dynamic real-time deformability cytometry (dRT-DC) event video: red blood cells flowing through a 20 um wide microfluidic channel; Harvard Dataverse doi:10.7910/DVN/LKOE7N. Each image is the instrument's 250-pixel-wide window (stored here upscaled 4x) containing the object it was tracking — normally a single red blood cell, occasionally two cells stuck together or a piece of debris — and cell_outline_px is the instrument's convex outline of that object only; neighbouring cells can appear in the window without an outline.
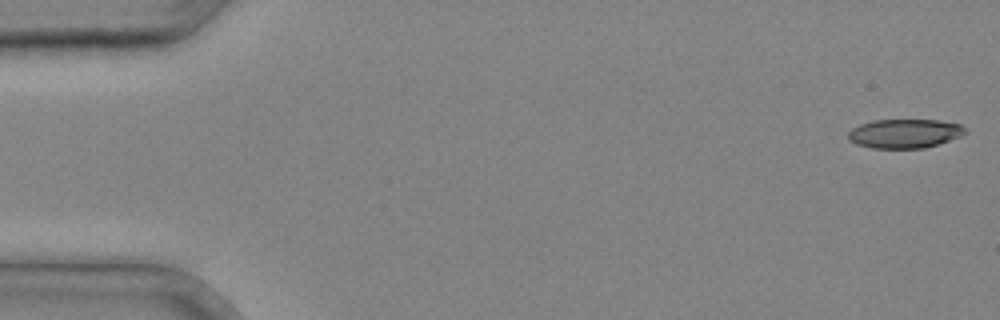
{"species": "common noctule bat (a hibernating species)", "species_latin": "Nyctalus noctula", "temperature_condition": "cold", "stored_images_in_passage": 35, "camera_frame_rate_fps": 3000, "um_per_image_px": 0.085, "animal": {"sex": "male", "body_mass_g": 20.4}, "frame": {"image": 1, "passage_image": 1, "time_ms": 0.0, "image_size_px": [1000, 320], "cell_outline_px": [[968, 132], [960, 136], [924, 148], [872, 148], [856, 144], [848, 140], [848, 132], [852, 128], [860, 124], [872, 120], [936, 120], [960, 124], [968, 128]], "centroid_in_image_um": [76.88, 11.34], "position_along_channel_um": 8.1, "area_um2": 19.83}}
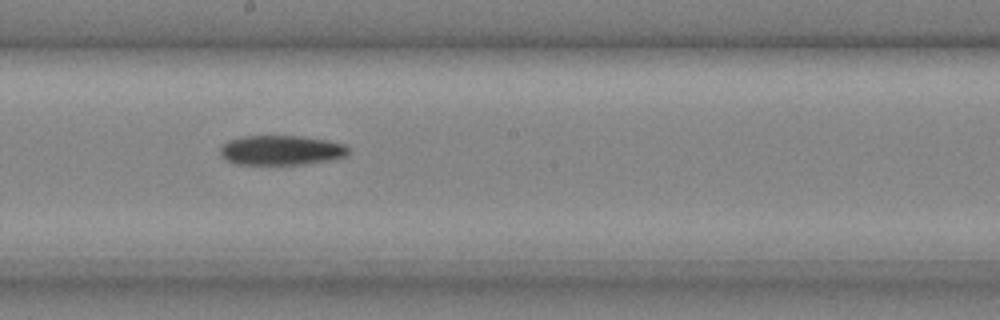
{"frame": {"image": 2, "passage_image": 21, "time_ms": 6.667, "image_size_px": [1000, 320], "cell_outline_px": [[348, 156], [328, 160], [304, 164], [236, 164], [228, 160], [220, 152], [220, 148], [228, 140], [240, 136], [300, 136], [328, 140], [344, 144], [348, 148]], "centroid_in_image_um": [23.92, 12.76], "position_along_channel_um": 224.3, "area_um2": 22.08}}
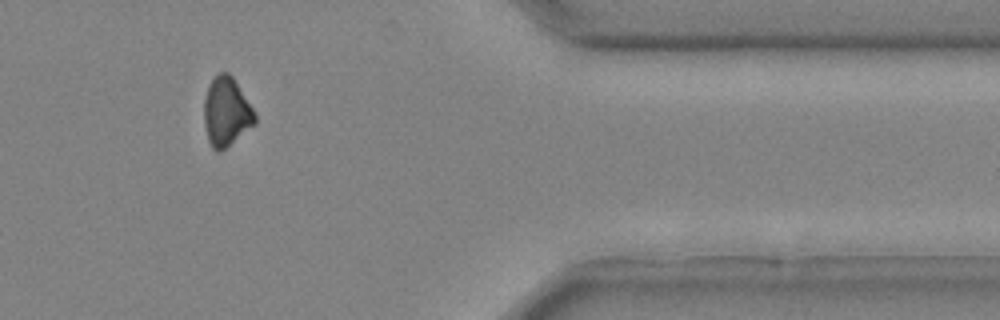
{"frame": {"image": 3, "passage_image": 32, "time_ms": 10.333, "image_size_px": [1000, 320], "cell_outline_px": [[256, 124], [220, 152], [216, 152], [212, 148], [208, 140], [204, 124], [204, 100], [208, 88], [212, 80], [220, 72], [228, 72], [232, 76], [252, 108], [256, 116]], "centroid_in_image_um": [19.23, 9.54], "position_along_channel_um": 392.2, "area_um2": 20.23}}